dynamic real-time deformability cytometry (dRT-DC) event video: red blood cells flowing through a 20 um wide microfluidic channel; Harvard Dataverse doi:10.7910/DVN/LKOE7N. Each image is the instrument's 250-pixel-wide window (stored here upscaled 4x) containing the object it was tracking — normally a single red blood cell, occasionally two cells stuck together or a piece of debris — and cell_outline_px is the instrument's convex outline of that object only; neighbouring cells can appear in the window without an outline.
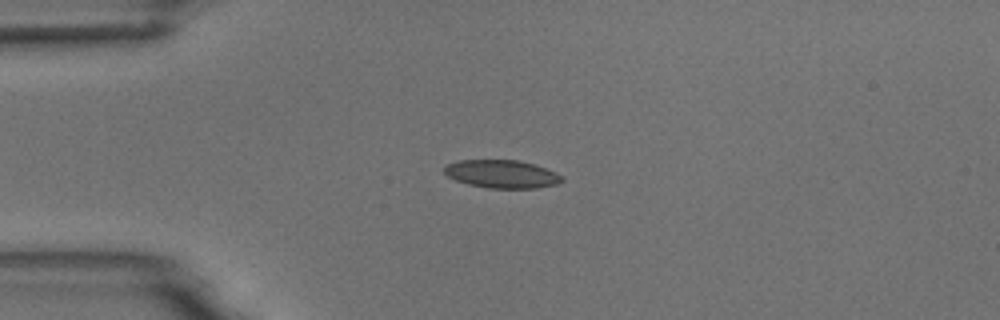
{"species": "common noctule bat (a hibernating species)", "species_latin": "Nyctalus noctula", "temperature_condition": "room temperature", "stored_images_in_passage": 6, "camera_frame_rate_fps": 3000, "um_per_image_px": 0.085, "animal": {"sex": "male", "body_mass_g": 18.8}, "frame": {"image": 1, "passage_image": 2, "time_ms": 1.0, "image_size_px": [1000, 320], "cell_outline_px": [[564, 180], [556, 184], [536, 188], [488, 188], [468, 184], [456, 180], [448, 176], [444, 172], [444, 168], [448, 164], [460, 160], [516, 160], [532, 164], [556, 172], [564, 176]], "centroid_in_image_um": [42.67, 14.8], "position_along_channel_um": 42.3, "area_um2": 19.07}}